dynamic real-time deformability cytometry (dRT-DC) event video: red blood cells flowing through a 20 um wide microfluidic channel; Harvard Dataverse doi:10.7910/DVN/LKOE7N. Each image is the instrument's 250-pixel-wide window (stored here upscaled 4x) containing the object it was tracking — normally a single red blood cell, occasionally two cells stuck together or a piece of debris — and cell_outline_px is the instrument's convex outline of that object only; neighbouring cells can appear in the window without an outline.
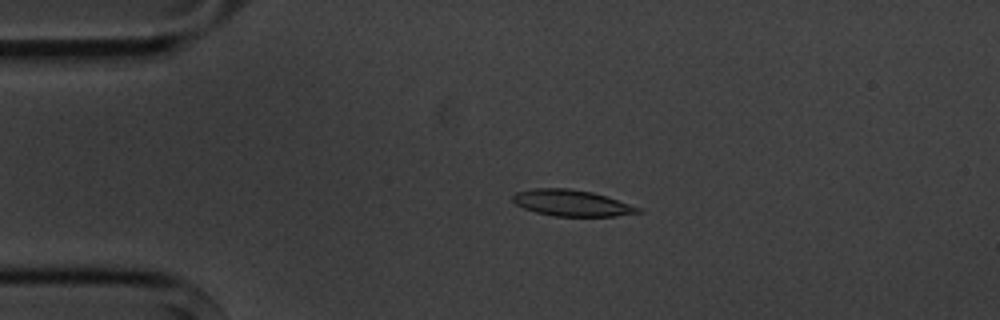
{"species": "common noctule bat (a hibernating species)", "species_latin": "Nyctalus noctula", "temperature_condition": "cold", "stored_images_in_passage": 3, "camera_frame_rate_fps": 3000, "um_per_image_px": 0.085, "animal": {"sex": "male", "body_mass_g": 20.1, "forearm_length_mm": 53.5}, "frame": {"image": 1, "passage_image": 2, "time_ms": 2.0, "image_size_px": [1000, 320], "cell_outline_px": [[644, 212], [616, 216], [556, 216], [536, 212], [524, 208], [516, 204], [512, 200], [512, 196], [516, 192], [532, 188], [568, 188], [592, 192], [644, 208]], "centroid_in_image_um": [48.64, 17.25], "position_along_channel_um": 36.4, "area_um2": 19.25}}